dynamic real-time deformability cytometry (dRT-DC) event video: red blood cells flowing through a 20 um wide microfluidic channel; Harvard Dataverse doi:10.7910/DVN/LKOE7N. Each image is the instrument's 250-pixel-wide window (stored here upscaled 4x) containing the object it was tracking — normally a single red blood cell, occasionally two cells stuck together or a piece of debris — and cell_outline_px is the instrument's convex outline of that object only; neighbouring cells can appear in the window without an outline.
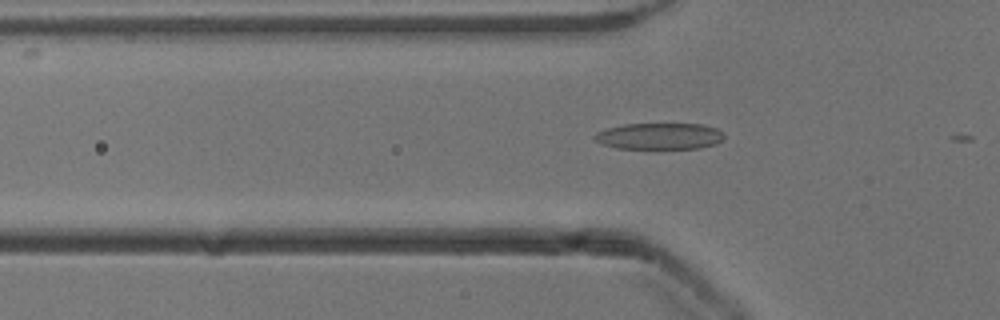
{"species": "common noctule bat (a hibernating species)", "species_latin": "Nyctalus noctula", "temperature_condition": "cold", "stored_images_in_passage": 4, "camera_frame_rate_fps": 3000, "um_per_image_px": 0.085, "animal": {"sex": "male", "body_mass_g": 13.3}, "frame": {"image": 1, "passage_image": 3, "time_ms": 0.667, "image_size_px": [1000, 320], "cell_outline_px": [[724, 140], [716, 144], [700, 148], [656, 152], [616, 148], [604, 144], [596, 140], [592, 136], [596, 132], [608, 128], [624, 124], [700, 124], [716, 128], [724, 136]], "centroid_in_image_um": [56.05, 11.64], "position_along_channel_um": 69.7, "area_um2": 20.98}}